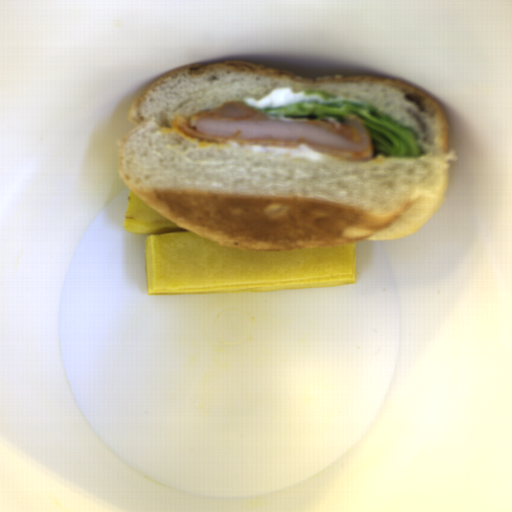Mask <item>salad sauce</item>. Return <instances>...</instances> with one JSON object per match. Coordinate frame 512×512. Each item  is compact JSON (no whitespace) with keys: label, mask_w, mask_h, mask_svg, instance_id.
I'll return each instance as SVG.
<instances>
[{"label":"salad sauce","mask_w":512,"mask_h":512,"mask_svg":"<svg viewBox=\"0 0 512 512\" xmlns=\"http://www.w3.org/2000/svg\"><path fill=\"white\" fill-rule=\"evenodd\" d=\"M306 91H294L290 87H282L272 90L262 99L247 98L242 102L249 105L255 111L267 107H278L285 104L304 100Z\"/></svg>","instance_id":"obj_1"}]
</instances>
